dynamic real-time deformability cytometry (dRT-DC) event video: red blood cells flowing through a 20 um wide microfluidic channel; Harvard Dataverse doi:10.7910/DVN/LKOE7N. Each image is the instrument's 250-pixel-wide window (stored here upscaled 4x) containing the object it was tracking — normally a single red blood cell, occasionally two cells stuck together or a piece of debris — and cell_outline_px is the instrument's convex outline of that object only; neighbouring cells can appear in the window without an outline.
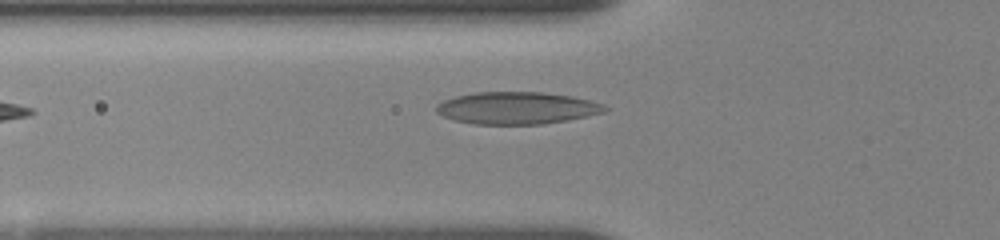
{"species": "human", "species_latin": "Homo sapiens", "temperature_condition": "room temperature", "stored_images_in_passage": 5, "camera_frame_rate_fps": 3000, "um_per_image_px": 0.085, "donor": {"sex": "female"}, "frame": {"image": 1, "passage_image": 5, "time_ms": 4.0, "image_size_px": [1000, 240], "cell_outline_px": [[608, 108], [604, 112], [544, 124], [472, 124], [456, 120], [444, 116], [436, 112], [436, 104], [444, 100], [456, 96], [476, 92], [544, 92], [572, 96], [604, 104]], "centroid_in_image_um": [43.91, 9.17], "position_along_channel_um": 81.9, "area_um2": 31.39}}